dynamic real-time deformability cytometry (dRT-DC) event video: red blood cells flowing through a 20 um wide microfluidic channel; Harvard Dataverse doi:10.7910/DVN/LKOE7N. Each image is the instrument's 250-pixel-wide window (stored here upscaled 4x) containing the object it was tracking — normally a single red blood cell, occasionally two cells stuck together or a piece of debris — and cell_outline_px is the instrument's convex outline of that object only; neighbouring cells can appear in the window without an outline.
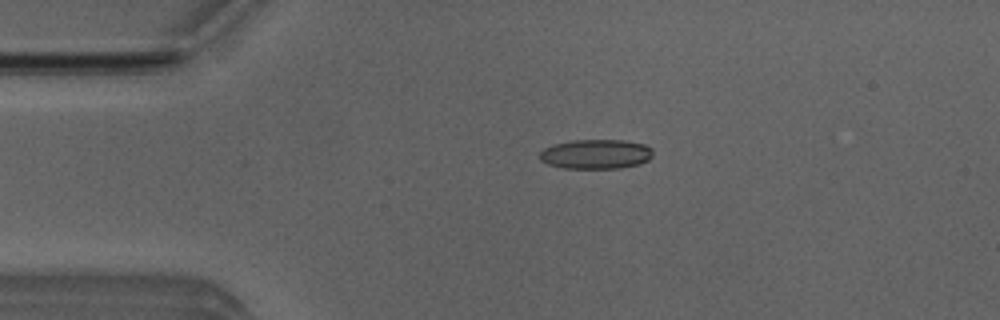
{"species": "Egyptian fruit bat (a non-hibernating species)", "species_latin": "Rousettus aegyptiacus", "temperature_condition": "room temperature", "stored_images_in_passage": 51, "camera_frame_rate_fps": 3000, "um_per_image_px": 0.085, "animal": {"sex": "male"}, "frame": {"image": 1, "passage_image": 9, "time_ms": 2.667, "image_size_px": [1000, 320], "cell_outline_px": [[652, 156], [648, 160], [640, 164], [620, 168], [564, 168], [548, 164], [540, 160], [540, 152], [544, 148], [552, 144], [572, 140], [624, 140], [644, 144], [652, 148]], "centroid_in_image_um": [50.65, 13.09], "position_along_channel_um": 34.3, "area_um2": 19.59}}
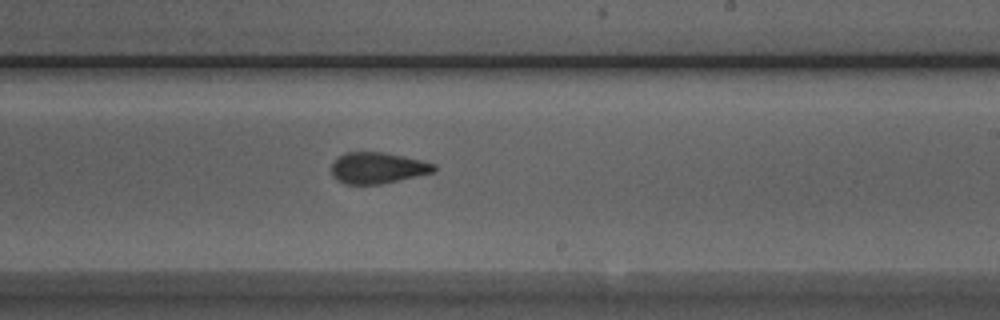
{"frame": {"image": 2, "passage_image": 29, "time_ms": 9.333, "image_size_px": [1000, 320], "cell_outline_px": [[436, 168], [432, 172], [384, 184], [344, 184], [336, 180], [332, 176], [332, 164], [340, 156], [348, 152], [384, 152], [420, 160], [436, 164]], "centroid_in_image_um": [32.08, 14.28], "position_along_channel_um": 256.9, "area_um2": 18.5}}
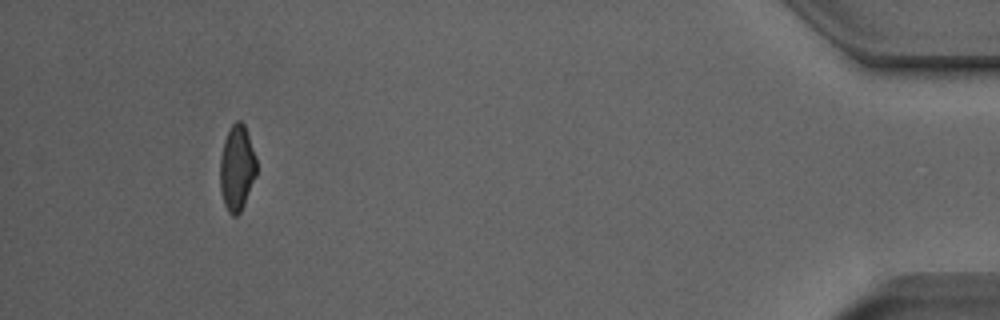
{"frame": {"image": 3, "passage_image": 47, "time_ms": 15.333, "image_size_px": [1000, 320], "cell_outline_px": [[256, 176], [244, 204], [240, 212], [236, 216], [232, 216], [228, 212], [224, 204], [220, 188], [220, 156], [224, 140], [232, 124], [236, 120], [240, 120], [244, 124], [256, 156]], "centroid_in_image_um": [20.13, 14.28], "position_along_channel_um": 415.1, "area_um2": 18.21}, "authors_computed_cell_mechanics": {"area_um2": 19.1318, "velocity_mm_per_s": 3.8741, "shape_relaxation_time_tau1_ms": 8.2491, "shape_relaxation_time_tau2_ms": 1.9598, "deformation_change_tau1": 0.1728, "deformation_change_tau2": 0.0918}}